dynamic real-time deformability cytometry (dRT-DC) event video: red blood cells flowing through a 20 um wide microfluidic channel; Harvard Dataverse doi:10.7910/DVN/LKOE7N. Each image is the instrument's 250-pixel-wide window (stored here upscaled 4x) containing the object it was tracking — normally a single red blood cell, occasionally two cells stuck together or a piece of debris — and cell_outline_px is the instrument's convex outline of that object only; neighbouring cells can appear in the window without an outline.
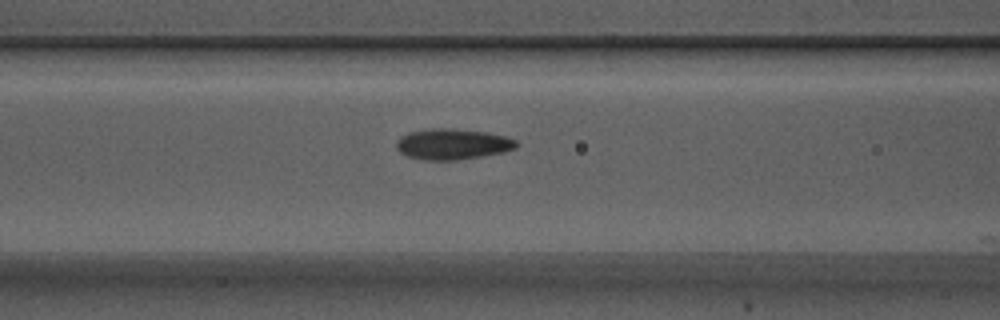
{"species": "Egyptian fruit bat (a non-hibernating species)", "species_latin": "Rousettus aegyptiacus", "temperature_condition": "warm", "stored_images_in_passage": 36, "camera_frame_rate_fps": 3000, "um_per_image_px": 0.085, "animal": {"sex": "male"}, "frame": {"image": 1, "passage_image": 3, "time_ms": 0.667, "image_size_px": [1000, 320], "cell_outline_px": [[520, 144], [516, 148], [504, 152], [456, 160], [424, 160], [408, 156], [400, 152], [396, 148], [396, 140], [400, 136], [408, 132], [432, 128], [448, 128], [488, 132], [504, 136], [516, 140]], "centroid_in_image_um": [38.46, 12.24], "position_along_channel_um": 128.1, "area_um2": 21.62}}
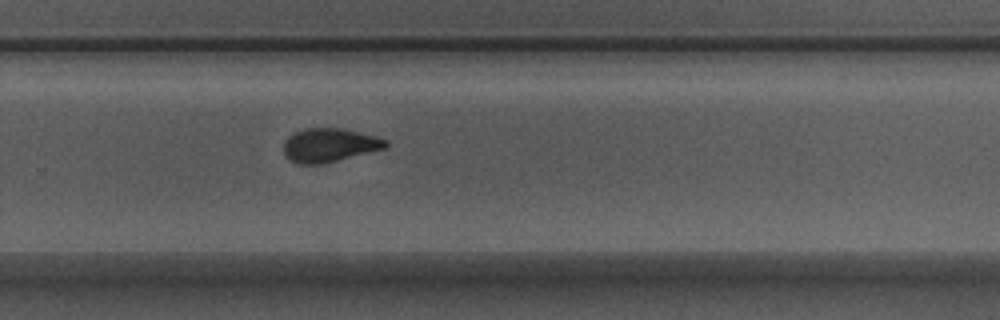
{"frame": {"image": 2, "passage_image": 17, "time_ms": 5.333, "image_size_px": [1000, 320], "cell_outline_px": [[388, 144], [384, 148], [324, 164], [296, 164], [284, 152], [284, 140], [288, 136], [304, 128], [340, 128], [376, 136], [388, 140]], "centroid_in_image_um": [27.99, 12.33], "position_along_channel_um": 301.8, "area_um2": 19.88}}
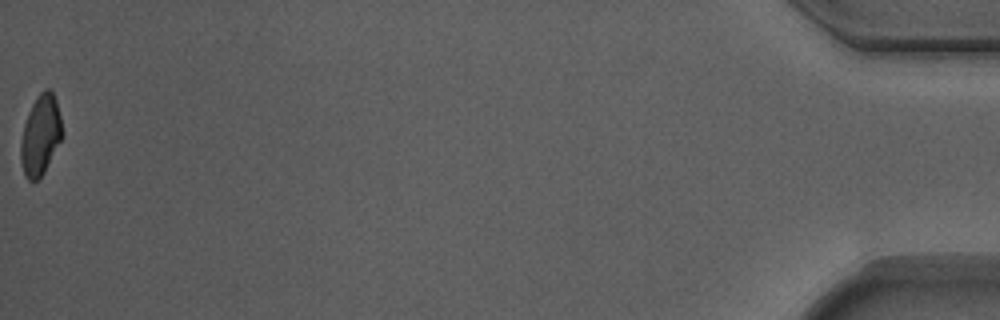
{"frame": {"image": 3, "passage_image": 36, "time_ms": 11.667, "image_size_px": [1000, 320], "cell_outline_px": [[64, 136], [44, 172], [36, 180], [28, 180], [24, 176], [20, 160], [20, 144], [24, 124], [28, 112], [32, 104], [40, 92], [44, 88], [48, 88], [52, 92], [56, 100], [64, 132]], "centroid_in_image_um": [3.45, 11.49], "position_along_channel_um": 431.7, "area_um2": 19.54}, "authors_computed_cell_mechanics": {"area_um2": 20.0277, "velocity_mm_per_s": 3.7257, "shape_relaxation_time_tau1_ms": null, "shape_relaxation_time_tau2_ms": 0.789, "deformation_change_tau1": null, "deformation_change_tau2": 0.0467}}